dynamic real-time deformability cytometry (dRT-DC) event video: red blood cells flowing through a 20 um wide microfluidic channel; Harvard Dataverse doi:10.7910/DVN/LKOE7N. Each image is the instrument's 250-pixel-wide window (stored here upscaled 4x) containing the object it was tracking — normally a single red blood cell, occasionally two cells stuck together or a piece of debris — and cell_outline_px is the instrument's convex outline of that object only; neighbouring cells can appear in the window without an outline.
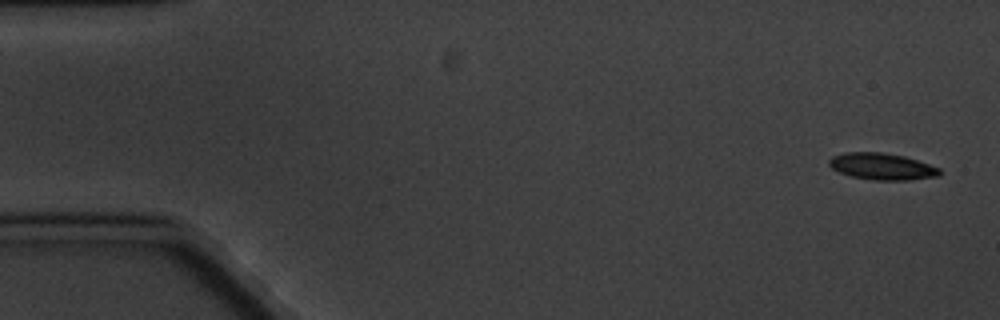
{"species": "common noctule bat (a hibernating species)", "species_latin": "Nyctalus noctula", "temperature_condition": "cold", "stored_images_in_passage": 6, "camera_frame_rate_fps": 3000, "um_per_image_px": 0.085, "animal": {"sex": "male", "body_mass_g": 20.1, "forearm_length_mm": 53.5}, "frame": {"image": 1, "passage_image": 1, "time_ms": 0.0, "image_size_px": [1000, 320], "cell_outline_px": [[940, 176], [908, 180], [876, 180], [852, 176], [840, 172], [832, 168], [828, 164], [828, 160], [832, 156], [844, 152], [880, 152], [904, 156], [940, 168]], "centroid_in_image_um": [74.95, 14.14], "position_along_channel_um": 10.0, "area_um2": 17.05}}